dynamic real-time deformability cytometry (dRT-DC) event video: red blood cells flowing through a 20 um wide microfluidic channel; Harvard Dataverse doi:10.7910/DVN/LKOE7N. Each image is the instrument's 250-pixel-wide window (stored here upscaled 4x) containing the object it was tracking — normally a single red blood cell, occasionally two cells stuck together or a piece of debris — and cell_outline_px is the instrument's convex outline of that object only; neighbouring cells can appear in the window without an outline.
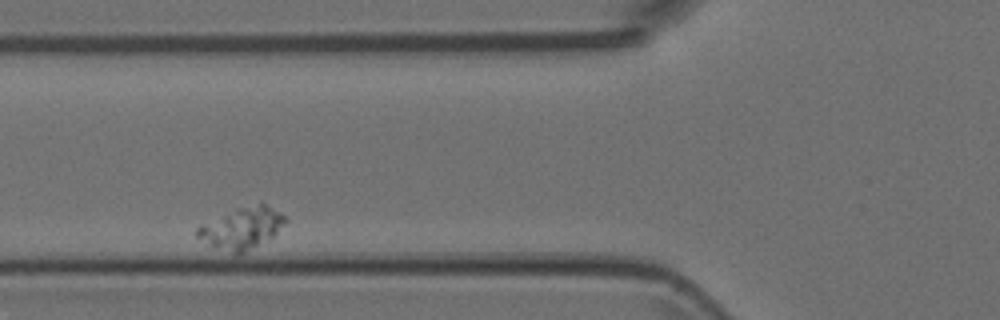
{"species": "Egyptian fruit bat (a non-hibernating species)", "species_latin": "Rousettus aegyptiacus", "temperature_condition": "room temperature", "stored_images_in_passage": 5, "camera_frame_rate_fps": 3000, "um_per_image_px": 0.085, "animal": {"sex": "female"}, "frame": {"image": 1, "passage_image": 4, "time_ms": 1.0, "image_size_px": [1000, 320], "cell_outline_px": [[288, 220], [272, 236], [236, 256], [196, 236], [196, 228], [200, 224], [236, 208], [260, 200], [284, 216]], "centroid_in_image_um": [20.55, 19.34], "position_along_channel_um": 105.2, "area_um2": 20.98}}